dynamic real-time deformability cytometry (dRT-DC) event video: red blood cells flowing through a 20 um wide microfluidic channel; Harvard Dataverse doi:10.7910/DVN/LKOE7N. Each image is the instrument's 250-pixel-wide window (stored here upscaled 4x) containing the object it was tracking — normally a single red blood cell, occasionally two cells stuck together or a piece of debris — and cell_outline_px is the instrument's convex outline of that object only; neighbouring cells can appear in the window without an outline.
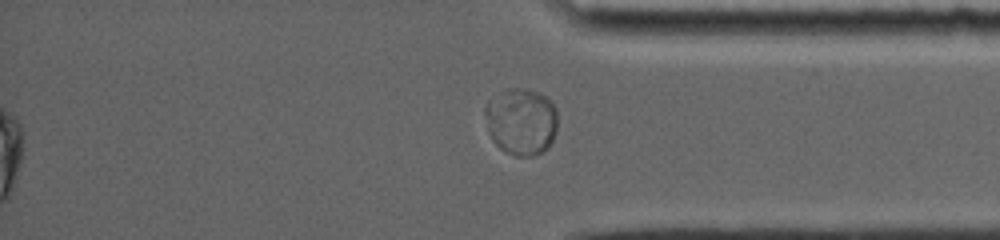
{"species": "common noctule bat (a hibernating species)", "species_latin": "Nyctalus noctula", "temperature_condition": "room temperature", "stored_images_in_passage": 22, "segment_of_instrument_passage": [2, 2], "camera_frame_rate_fps": 5000, "um_per_image_px": 0.085, "animal": {"sex": "female", "body_mass_g": 19.0, "forearm_length_mm": 56.7}, "frame": {"image": 1, "passage_image": 22, "time_ms": 13.2, "image_size_px": [1000, 240], "cell_outline_px": [[556, 132], [548, 148], [532, 156], [516, 156], [500, 148], [492, 140], [488, 128], [484, 112], [484, 108], [488, 100], [500, 92], [508, 88], [524, 88], [540, 92], [556, 108]], "centroid_in_image_um": [44.29, 10.31], "position_along_channel_um": 390.9, "area_um2": 28.26}}